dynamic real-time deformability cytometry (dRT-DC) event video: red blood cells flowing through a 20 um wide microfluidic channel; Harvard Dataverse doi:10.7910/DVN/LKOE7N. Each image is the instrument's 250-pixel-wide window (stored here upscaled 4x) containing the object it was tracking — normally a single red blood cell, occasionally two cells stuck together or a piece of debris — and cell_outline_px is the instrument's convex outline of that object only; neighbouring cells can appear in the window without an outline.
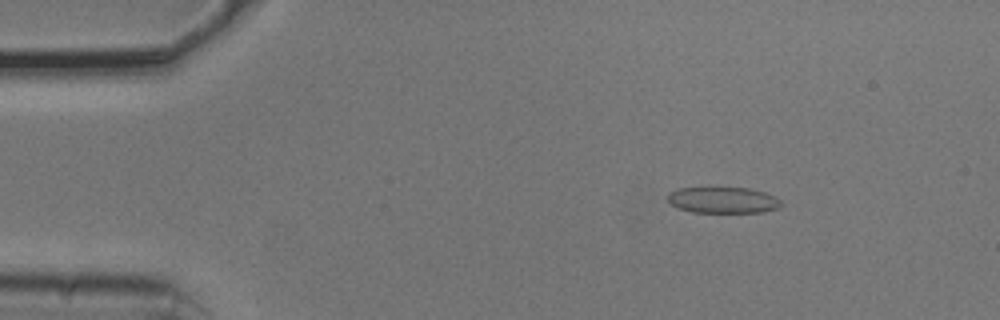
{"species": "common noctule bat (a hibernating species)", "species_latin": "Nyctalus noctula", "temperature_condition": "cold", "stored_images_in_passage": 30, "camera_frame_rate_fps": 3000, "um_per_image_px": 0.085, "animal": {"sex": "male", "body_mass_g": 20.5, "forearm_length_mm": 52.5}, "frame": {"image": 1, "passage_image": 1, "time_ms": 0.0, "image_size_px": [1000, 320], "cell_outline_px": [[780, 204], [776, 208], [760, 212], [692, 212], [680, 208], [672, 204], [668, 200], [668, 192], [676, 188], [748, 188], [764, 192], [776, 196], [780, 200]], "centroid_in_image_um": [61.43, 17.0], "position_along_channel_um": 23.6, "area_um2": 17.05}}
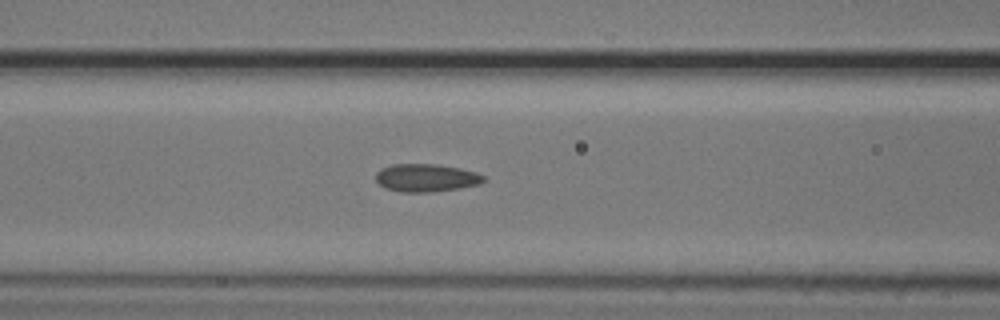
{"frame": {"image": 2, "passage_image": 15, "time_ms": 4.667, "image_size_px": [1000, 320], "cell_outline_px": [[484, 180], [480, 184], [460, 188], [432, 192], [400, 192], [384, 188], [376, 180], [376, 172], [380, 168], [392, 164], [440, 164], [460, 168], [476, 172], [484, 176]], "centroid_in_image_um": [36.2, 15.11], "position_along_channel_um": 130.4, "area_um2": 17.69}}
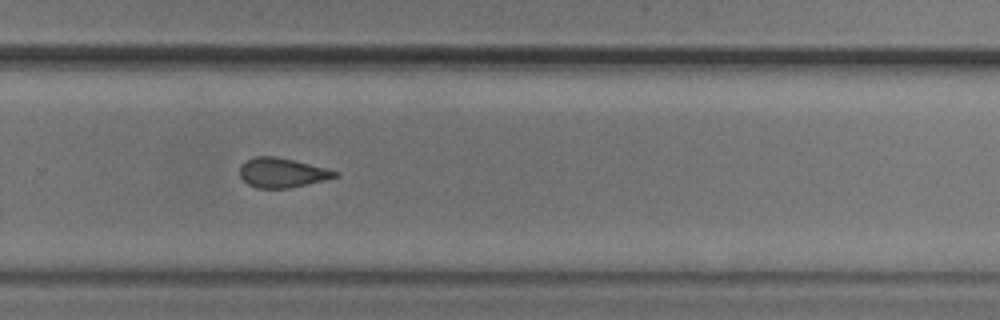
{"frame": {"image": 3, "passage_image": 29, "time_ms": 9.333, "image_size_px": [1000, 320], "cell_outline_px": [[340, 176], [324, 180], [288, 188], [256, 188], [248, 184], [240, 176], [240, 164], [256, 156], [276, 156], [340, 172]], "centroid_in_image_um": [23.96, 14.68], "position_along_channel_um": 305.8, "area_um2": 16.18}}